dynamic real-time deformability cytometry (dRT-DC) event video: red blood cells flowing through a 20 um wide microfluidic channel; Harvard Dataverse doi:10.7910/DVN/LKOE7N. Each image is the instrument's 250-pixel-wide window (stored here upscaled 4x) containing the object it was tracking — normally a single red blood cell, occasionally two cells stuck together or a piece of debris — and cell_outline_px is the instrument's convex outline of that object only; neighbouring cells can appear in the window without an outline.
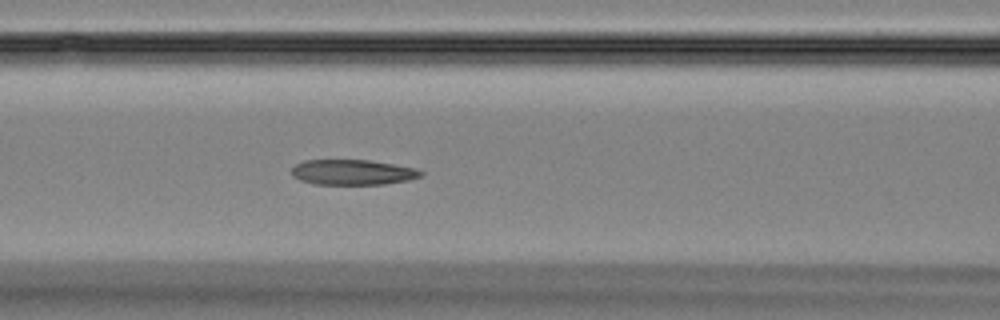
{"species": "Egyptian fruit bat (a non-hibernating species)", "species_latin": "Rousettus aegyptiacus", "temperature_condition": "room temperature", "stored_images_in_passage": 53, "camera_frame_rate_fps": 3000, "um_per_image_px": 0.085, "animal": {"sex": "female"}, "frame": {"image": 1, "passage_image": 21, "time_ms": 6.667, "image_size_px": [1000, 320], "cell_outline_px": [[424, 172], [420, 176], [408, 180], [384, 184], [316, 184], [300, 180], [292, 176], [292, 168], [296, 164], [304, 160], [368, 160], [416, 168]], "centroid_in_image_um": [29.96, 14.64], "position_along_channel_um": 136.6, "area_um2": 18.9}}
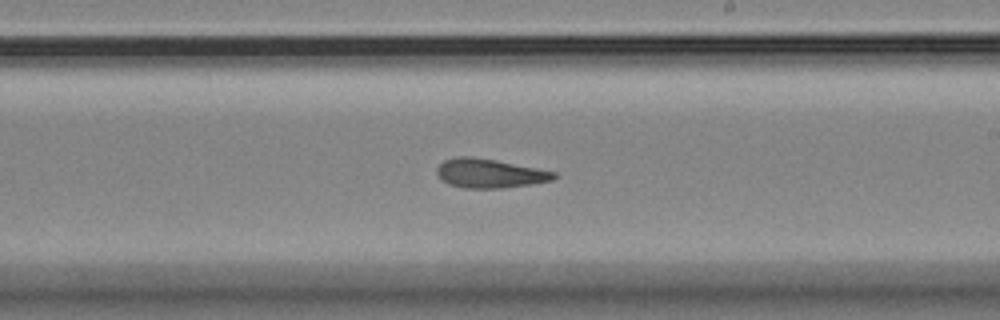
{"frame": {"image": 2, "passage_image": 30, "time_ms": 9.667, "image_size_px": [1000, 320], "cell_outline_px": [[556, 176], [552, 180], [532, 184], [504, 188], [464, 188], [448, 184], [440, 180], [436, 172], [436, 168], [444, 160], [456, 156], [472, 156], [496, 160], [556, 172]], "centroid_in_image_um": [41.57, 14.73], "position_along_channel_um": 247.4, "area_um2": 19.94}}
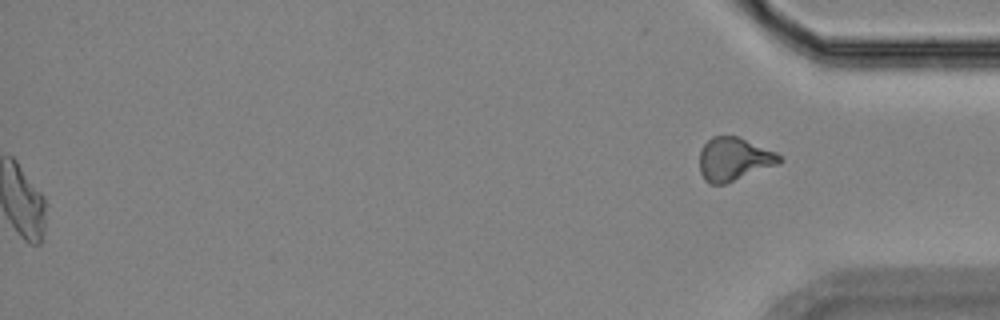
{"frame": {"image": 3, "passage_image": 53, "time_ms": 17.333, "image_size_px": [1000, 320], "cell_outline_px": [[784, 160], [780, 164], [724, 184], [708, 184], [704, 180], [700, 172], [700, 148], [712, 136], [736, 136], [776, 152], [784, 156]], "centroid_in_image_um": [62.4, 13.54], "position_along_channel_um": 372.8, "area_um2": 20.29}, "authors_computed_cell_mechanics": {"area_um2": 20.3456, "velocity_mm_per_s": 3.6973, "shape_relaxation_time_tau1_ms": null, "shape_relaxation_time_tau2_ms": 3.0623, "deformation_change_tau1": null, "deformation_change_tau2": 0.116}}